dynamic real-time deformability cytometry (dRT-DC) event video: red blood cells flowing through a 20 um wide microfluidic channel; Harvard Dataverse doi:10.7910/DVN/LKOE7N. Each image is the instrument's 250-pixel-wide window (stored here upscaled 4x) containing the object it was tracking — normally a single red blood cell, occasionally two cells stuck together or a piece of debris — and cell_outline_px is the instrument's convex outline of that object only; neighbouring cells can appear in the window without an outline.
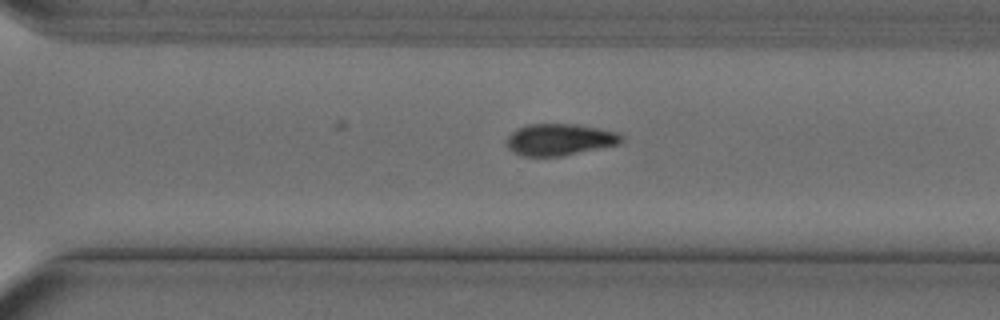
{"species": "Egyptian fruit bat (a non-hibernating species)", "species_latin": "Rousettus aegyptiacus", "temperature_condition": "cold", "stored_images_in_passage": 34, "camera_frame_rate_fps": 3000, "um_per_image_px": 0.085, "animal": {"sex": "female"}, "frame": {"image": 1, "passage_image": 29, "time_ms": 9.333, "image_size_px": [1000, 320], "cell_outline_px": [[624, 140], [620, 144], [564, 156], [520, 156], [512, 152], [508, 148], [508, 136], [516, 128], [528, 124], [576, 124], [600, 128], [620, 132], [624, 136]], "centroid_in_image_um": [47.62, 11.86], "position_along_channel_um": 323.0, "area_um2": 21.56}}